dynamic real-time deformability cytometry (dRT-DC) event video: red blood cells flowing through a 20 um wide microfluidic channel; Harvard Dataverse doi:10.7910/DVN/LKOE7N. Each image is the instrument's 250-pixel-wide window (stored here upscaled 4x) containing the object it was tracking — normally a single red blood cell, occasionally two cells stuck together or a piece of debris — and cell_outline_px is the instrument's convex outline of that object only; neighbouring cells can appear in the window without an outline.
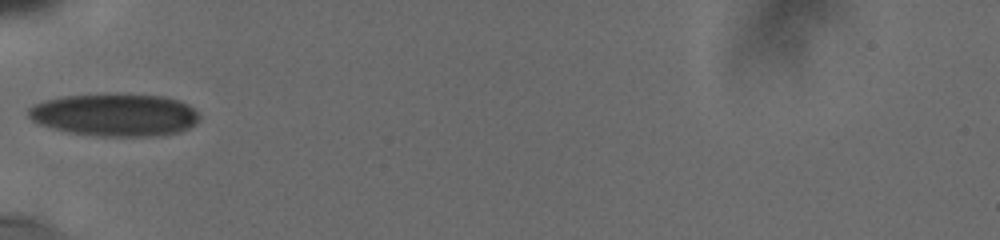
{"species": "human", "species_latin": "Homo sapiens", "temperature_condition": "cold", "stored_images_in_passage": 25, "camera_frame_rate_fps": 3000, "um_per_image_px": 0.085, "donor": {"sex": "male"}, "frame": {"image": 1, "passage_image": 1, "time_ms": 0.0, "image_size_px": [1000, 240], "cell_outline_px": [[200, 120], [196, 124], [180, 132], [160, 136], [96, 136], [64, 132], [36, 124], [28, 116], [28, 108], [44, 100], [64, 96], [164, 96], [180, 100], [188, 104], [200, 112]], "centroid_in_image_um": [9.79, 9.81], "position_along_channel_um": 75.2, "area_um2": 42.25}}
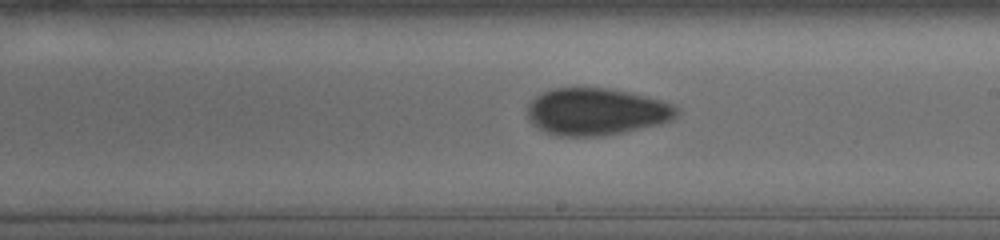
{"frame": {"image": 2, "passage_image": 11, "time_ms": 4.333, "image_size_px": [1000, 240], "cell_outline_px": [[680, 112], [672, 120], [660, 124], [624, 132], [604, 136], [556, 136], [544, 132], [536, 128], [528, 120], [528, 104], [540, 92], [552, 88], [608, 88], [644, 96], [660, 100], [672, 104], [680, 108]], "centroid_in_image_um": [50.66, 9.5], "position_along_channel_um": 238.3, "area_um2": 41.27}}
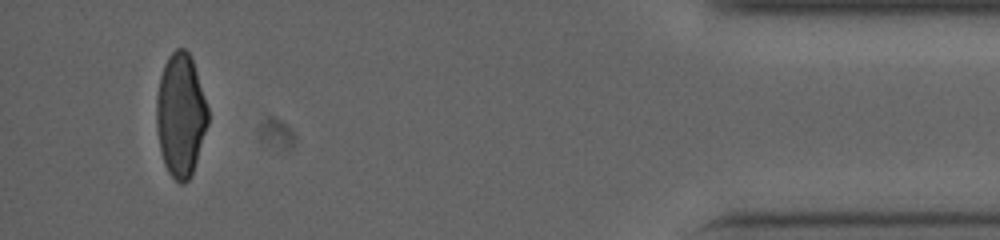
{"frame": {"image": 3, "passage_image": 25, "time_ms": 10.667, "image_size_px": [1000, 240], "cell_outline_px": [[208, 124], [192, 176], [184, 184], [180, 184], [168, 172], [164, 164], [160, 152], [156, 128], [156, 96], [160, 76], [164, 64], [168, 56], [176, 48], [184, 48], [192, 56], [208, 108]], "centroid_in_image_um": [15.35, 9.78], "position_along_channel_um": 419.9, "area_um2": 37.45}, "authors_computed_cell_mechanics": {"area_um2": 39.593, "velocity_mm_per_s": 3.7813, "shape_relaxation_time_tau1_ms": 6.7458, "shape_relaxation_time_tau2_ms": 1.9822, "deformation_change_tau1": 0.1678, "deformation_change_tau2": 0.0602}}